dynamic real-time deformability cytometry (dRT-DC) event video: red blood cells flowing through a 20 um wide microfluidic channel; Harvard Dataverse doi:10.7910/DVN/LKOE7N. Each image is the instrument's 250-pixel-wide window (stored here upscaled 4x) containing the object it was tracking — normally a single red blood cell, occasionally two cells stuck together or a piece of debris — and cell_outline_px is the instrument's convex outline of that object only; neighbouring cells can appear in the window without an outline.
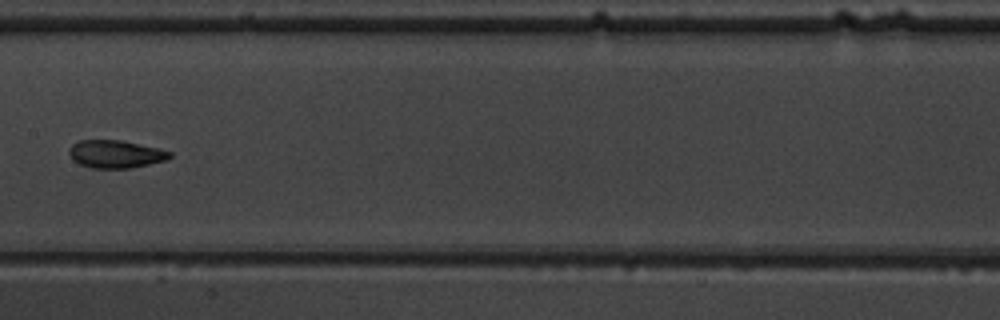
{"species": "common noctule bat (a hibernating species)", "species_latin": "Nyctalus noctula", "temperature_condition": "warm", "stored_images_in_passage": 9, "camera_frame_rate_fps": 3000, "um_per_image_px": 0.085, "animal": {"sex": "male", "body_mass_g": 19.5, "forearm_length_mm": 54.6}, "frame": {"image": 1, "passage_image": 8, "time_ms": 9.0, "image_size_px": [1000, 320], "cell_outline_px": [[172, 156], [164, 160], [132, 168], [92, 168], [80, 164], [72, 160], [68, 152], [72, 144], [80, 140], [120, 140], [160, 148], [172, 152]], "centroid_in_image_um": [9.81, 13.09], "position_along_channel_um": 197.6, "area_um2": 16.3}}
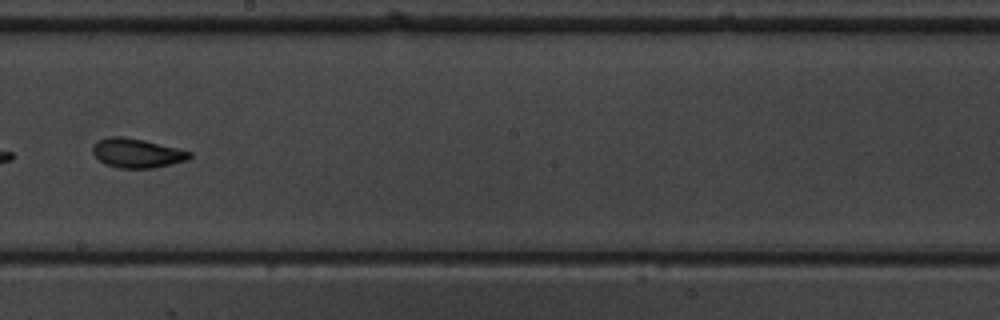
{"frame": {"image": 2, "passage_image": 9, "time_ms": 10.0, "image_size_px": [1000, 320], "cell_outline_px": [[192, 156], [188, 160], [156, 168], [120, 168], [104, 164], [92, 152], [92, 148], [100, 140], [108, 136], [120, 136], [144, 140], [180, 148], [192, 152]], "centroid_in_image_um": [11.69, 13.02], "position_along_channel_um": 236.5, "area_um2": 16.59}}